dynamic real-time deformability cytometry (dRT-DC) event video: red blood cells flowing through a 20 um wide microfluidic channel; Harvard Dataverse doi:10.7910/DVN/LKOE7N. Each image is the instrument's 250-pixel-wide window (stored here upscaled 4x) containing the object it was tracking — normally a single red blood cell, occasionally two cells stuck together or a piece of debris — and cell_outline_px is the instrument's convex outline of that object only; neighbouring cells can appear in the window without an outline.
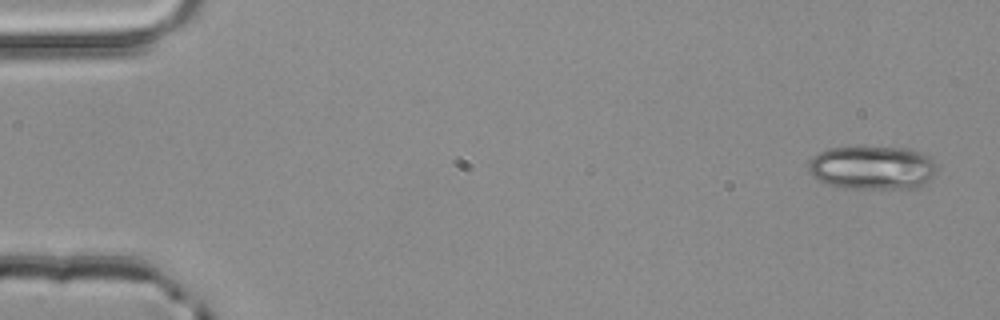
{"species": "common noctule bat (a hibernating species)", "species_latin": "Nyctalus noctula", "temperature_condition": "room temperature", "stored_images_in_passage": 3, "camera_frame_rate_fps": 3000, "um_per_image_px": 0.085, "animal": {"sex": "male", "body_mass_g": 20.4}, "frame": {"image": 1, "passage_image": 1, "time_ms": 0.0, "image_size_px": [1000, 320], "cell_outline_px": [[936, 172], [932, 176], [920, 184], [908, 188], [852, 188], [828, 184], [820, 180], [808, 172], [808, 164], [812, 156], [828, 148], [908, 148], [920, 152], [932, 160], [936, 164]], "centroid_in_image_um": [74.11, 14.24], "position_along_channel_um": 10.9, "area_um2": 31.91}}